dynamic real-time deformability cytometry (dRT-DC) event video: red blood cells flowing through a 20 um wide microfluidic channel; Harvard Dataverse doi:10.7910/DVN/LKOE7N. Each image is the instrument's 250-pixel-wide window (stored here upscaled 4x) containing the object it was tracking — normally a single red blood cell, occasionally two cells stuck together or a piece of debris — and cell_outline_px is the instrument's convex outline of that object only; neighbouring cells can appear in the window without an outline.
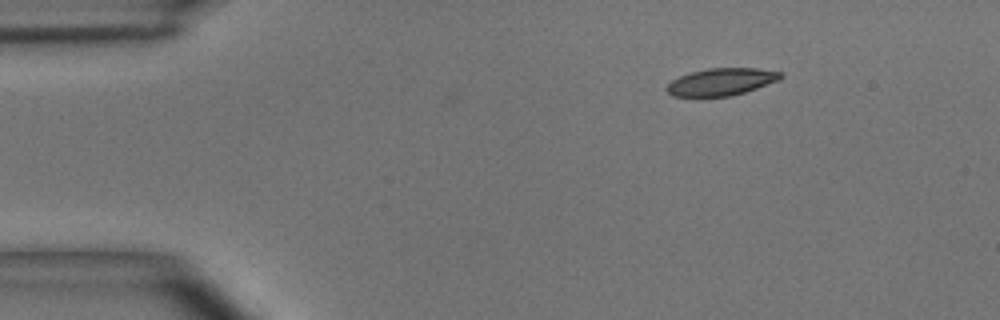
{"species": "common noctule bat (a hibernating species)", "species_latin": "Nyctalus noctula", "temperature_condition": "room temperature", "stored_images_in_passage": 3, "camera_frame_rate_fps": 3000, "um_per_image_px": 0.085, "animal": {"sex": "male", "body_mass_g": 15.6}, "frame": {"image": 1, "passage_image": 1, "time_ms": 0.0, "image_size_px": [1000, 320], "cell_outline_px": [[784, 76], [780, 80], [732, 96], [672, 96], [664, 88], [672, 80], [680, 76], [692, 72], [708, 68], [756, 68], [784, 72]], "centroid_in_image_um": [61.34, 6.95], "position_along_channel_um": 23.7, "area_um2": 18.09}}
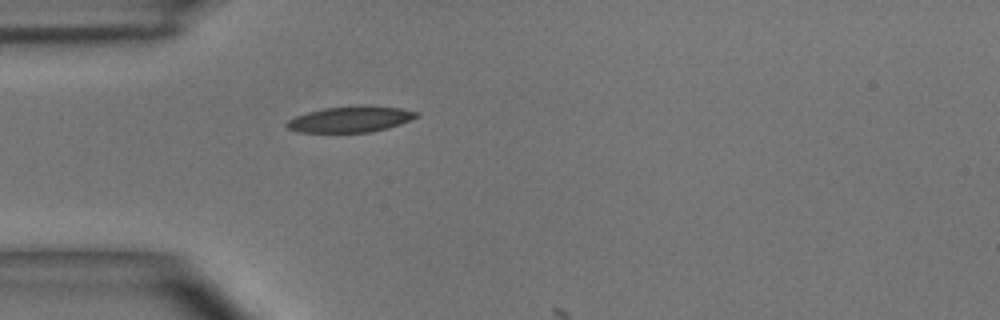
{"frame": {"image": 2, "passage_image": 3, "time_ms": 0.667, "image_size_px": [1000, 320], "cell_outline_px": [[420, 116], [400, 124], [388, 128], [368, 132], [296, 132], [288, 128], [284, 124], [288, 120], [296, 116], [308, 112], [324, 108], [400, 108], [420, 112]], "centroid_in_image_um": [29.76, 10.18], "position_along_channel_um": 55.2, "area_um2": 18.73}}